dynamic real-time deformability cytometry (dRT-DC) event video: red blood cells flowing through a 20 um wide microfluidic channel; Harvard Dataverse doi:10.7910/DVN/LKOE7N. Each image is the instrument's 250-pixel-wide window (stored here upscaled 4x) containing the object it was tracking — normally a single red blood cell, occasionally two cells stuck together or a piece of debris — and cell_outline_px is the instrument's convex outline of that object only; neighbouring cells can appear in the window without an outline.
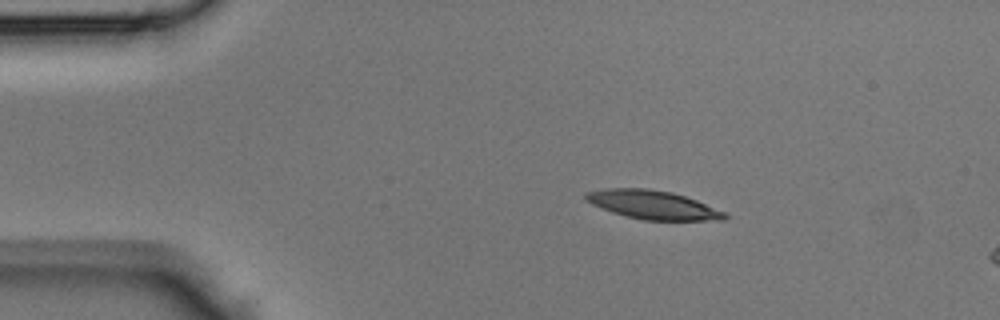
{"species": "Egyptian fruit bat (a non-hibernating species)", "species_latin": "Rousettus aegyptiacus", "temperature_condition": "room temperature", "stored_images_in_passage": 37, "camera_frame_rate_fps": 3000, "um_per_image_px": 0.085, "animal": {"sex": "male"}, "frame": {"image": 1, "passage_image": 1, "time_ms": 0.0, "image_size_px": [1000, 320], "cell_outline_px": [[728, 216], [724, 220], [644, 220], [612, 212], [592, 204], [584, 200], [584, 192], [604, 188], [648, 188], [672, 192], [696, 200], [724, 212]], "centroid_in_image_um": [55.44, 17.39], "position_along_channel_um": 29.6, "area_um2": 23.12}}
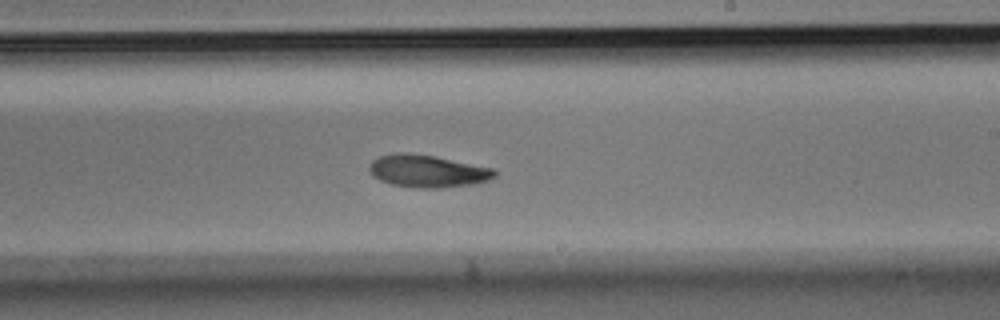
{"frame": {"image": 2, "passage_image": 19, "time_ms": 6.0, "image_size_px": [1000, 320], "cell_outline_px": [[496, 176], [488, 180], [476, 184], [440, 188], [416, 188], [392, 184], [380, 180], [372, 176], [368, 168], [368, 164], [372, 160], [380, 156], [396, 152], [408, 152], [436, 156], [492, 168], [496, 172]], "centroid_in_image_um": [36.31, 14.54], "position_along_channel_um": 252.7, "area_um2": 23.93}}
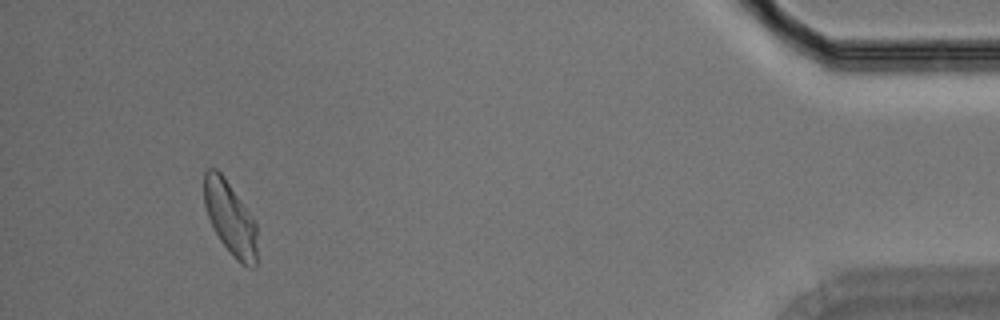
{"frame": {"image": 3, "passage_image": 34, "time_ms": 11.0, "image_size_px": [1000, 320], "cell_outline_px": [[256, 264], [252, 268], [236, 260], [220, 240], [208, 216], [204, 204], [204, 172], [208, 168], [216, 168], [224, 176], [252, 216], [256, 224]], "centroid_in_image_um": [19.56, 18.51], "position_along_channel_um": 415.6, "area_um2": 22.37}}